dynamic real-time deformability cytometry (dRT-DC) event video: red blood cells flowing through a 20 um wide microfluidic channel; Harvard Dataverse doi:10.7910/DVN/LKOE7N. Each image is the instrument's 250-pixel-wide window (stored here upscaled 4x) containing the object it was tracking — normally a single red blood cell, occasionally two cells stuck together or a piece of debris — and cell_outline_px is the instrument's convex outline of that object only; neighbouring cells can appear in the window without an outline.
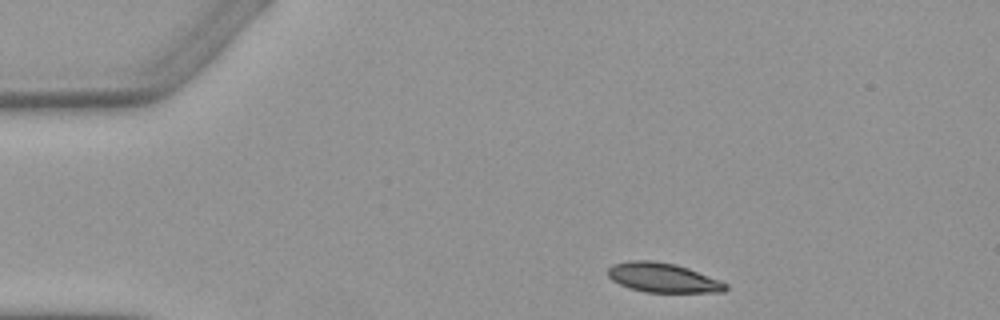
{"species": "Egyptian fruit bat (a non-hibernating species)", "species_latin": "Rousettus aegyptiacus", "temperature_condition": "warm", "stored_images_in_passage": 3, "camera_frame_rate_fps": 3000, "um_per_image_px": 0.085, "animal": {"sex": "female"}, "frame": {"image": 1, "passage_image": 1, "time_ms": 0.0, "image_size_px": [1000, 320], "cell_outline_px": [[728, 288], [724, 292], [644, 292], [620, 284], [612, 280], [608, 276], [608, 268], [612, 264], [628, 260], [652, 260], [676, 264], [688, 268], [720, 280], [728, 284]], "centroid_in_image_um": [56.35, 23.59], "position_along_channel_um": 28.7, "area_um2": 20.23}}
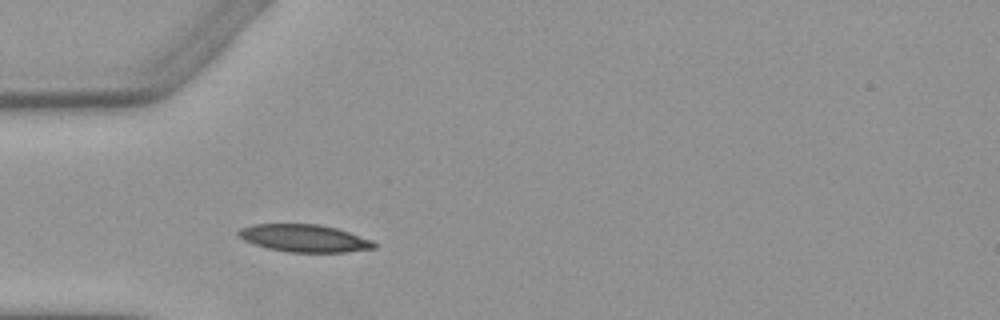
{"frame": {"image": 2, "passage_image": 3, "time_ms": 2.333, "image_size_px": [1000, 320], "cell_outline_px": [[376, 248], [344, 252], [288, 252], [268, 248], [252, 244], [236, 236], [236, 232], [240, 228], [252, 224], [320, 224], [336, 228], [372, 240], [376, 244]], "centroid_in_image_um": [25.81, 20.24], "position_along_channel_um": 59.2, "area_um2": 21.79}}